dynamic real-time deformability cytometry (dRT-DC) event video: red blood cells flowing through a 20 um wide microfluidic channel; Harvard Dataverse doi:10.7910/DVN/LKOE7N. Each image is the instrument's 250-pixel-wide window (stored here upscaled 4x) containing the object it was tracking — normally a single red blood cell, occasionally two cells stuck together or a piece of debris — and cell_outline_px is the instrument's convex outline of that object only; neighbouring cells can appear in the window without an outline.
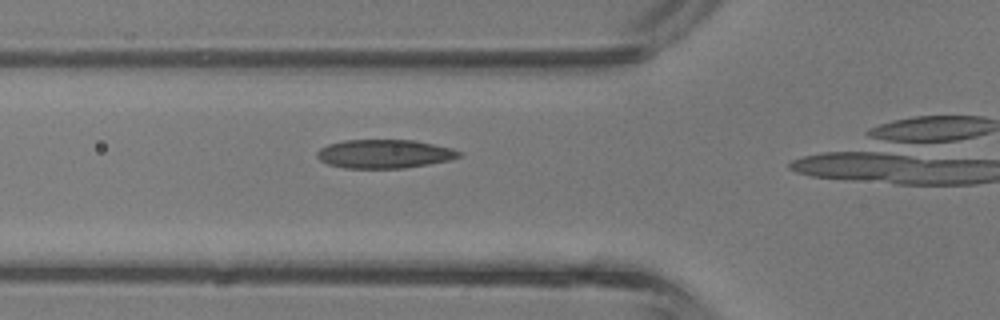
{"species": "common noctule bat (a hibernating species)", "species_latin": "Nyctalus noctula", "temperature_condition": "room temperature", "stored_images_in_passage": 12, "camera_frame_rate_fps": 3000, "um_per_image_px": 0.085, "animal": {"sex": "male", "body_mass_g": 13.3}, "frame": {"image": 1, "passage_image": 9, "time_ms": 2.667, "image_size_px": [1000, 320], "cell_outline_px": [[464, 156], [448, 160], [428, 164], [404, 168], [344, 168], [328, 164], [320, 160], [316, 156], [316, 152], [320, 148], [328, 144], [344, 140], [416, 140], [452, 148], [460, 152]], "centroid_in_image_um": [32.67, 13.07], "position_along_channel_um": 93.1, "area_um2": 23.81}}